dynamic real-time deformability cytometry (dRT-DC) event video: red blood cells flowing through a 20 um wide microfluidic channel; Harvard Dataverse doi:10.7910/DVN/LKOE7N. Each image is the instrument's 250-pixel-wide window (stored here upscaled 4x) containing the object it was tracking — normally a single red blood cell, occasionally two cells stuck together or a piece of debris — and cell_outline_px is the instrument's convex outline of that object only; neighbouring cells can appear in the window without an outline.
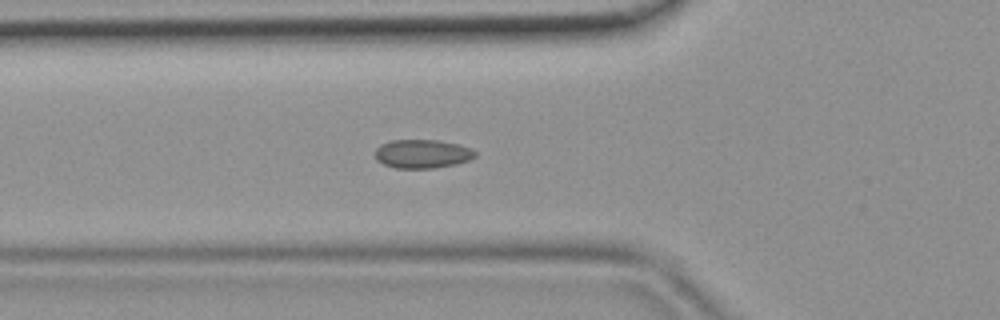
{"species": "common noctule bat (a hibernating species)", "species_latin": "Nyctalus noctula", "temperature_condition": "room temperature", "stored_images_in_passage": 44, "camera_frame_rate_fps": 3000, "um_per_image_px": 0.085, "animal": {"sex": "female", "body_mass_g": 19.9}, "frame": {"image": 1, "passage_image": 15, "time_ms": 4.667, "image_size_px": [1000, 320], "cell_outline_px": [[476, 156], [468, 160], [456, 164], [432, 168], [396, 168], [384, 164], [376, 160], [376, 148], [380, 144], [392, 140], [440, 140], [460, 144], [472, 148], [476, 152]], "centroid_in_image_um": [35.92, 13.06], "position_along_channel_um": 89.9, "area_um2": 16.82}}
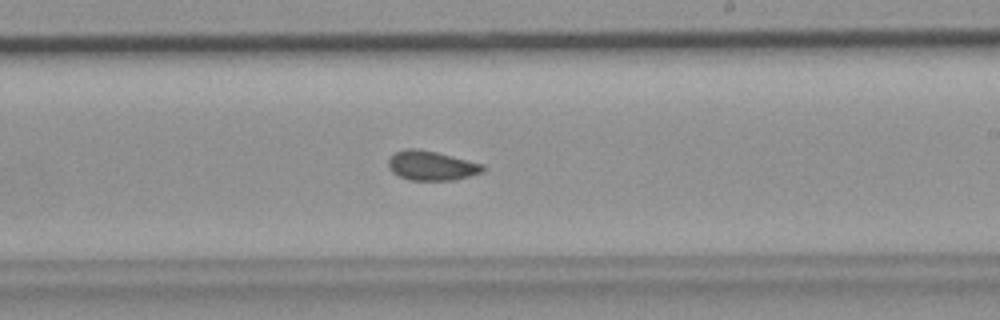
{"frame": {"image": 2, "passage_image": 26, "time_ms": 8.333, "image_size_px": [1000, 320], "cell_outline_px": [[484, 172], [452, 180], [408, 180], [392, 172], [388, 168], [388, 160], [396, 152], [404, 148], [416, 148], [436, 152], [484, 164]], "centroid_in_image_um": [36.66, 14.08], "position_along_channel_um": 252.3, "area_um2": 16.18}}
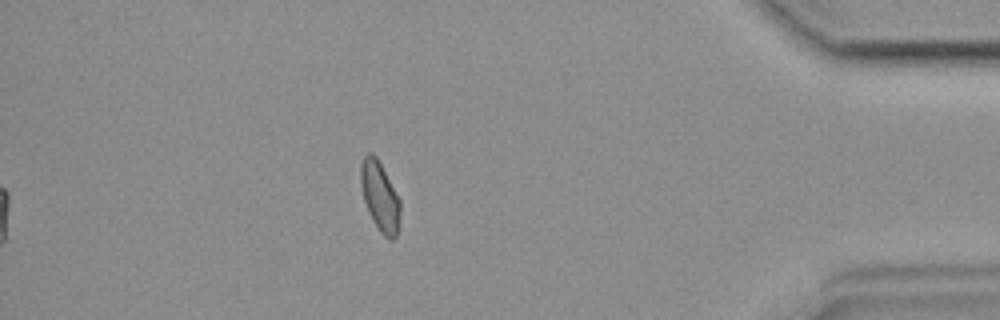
{"frame": {"image": 3, "passage_image": 39, "time_ms": 12.667, "image_size_px": [1000, 320], "cell_outline_px": [[400, 228], [396, 236], [392, 240], [388, 240], [380, 232], [372, 220], [368, 212], [364, 200], [360, 184], [360, 164], [364, 156], [368, 152], [372, 152], [376, 156], [400, 200]], "centroid_in_image_um": [32.29, 16.73], "position_along_channel_um": 402.9, "area_um2": 16.18}}